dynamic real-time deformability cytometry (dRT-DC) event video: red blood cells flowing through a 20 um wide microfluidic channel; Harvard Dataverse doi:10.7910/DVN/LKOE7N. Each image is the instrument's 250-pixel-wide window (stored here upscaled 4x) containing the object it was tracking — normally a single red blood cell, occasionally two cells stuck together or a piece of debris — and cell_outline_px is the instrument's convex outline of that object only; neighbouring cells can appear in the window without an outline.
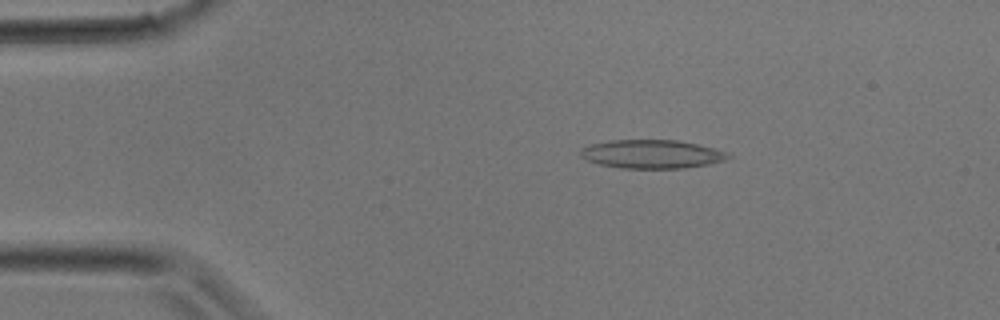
{"species": "common noctule bat (a hibernating species)", "species_latin": "Nyctalus noctula", "temperature_condition": "room temperature", "stored_images_in_passage": 15, "camera_frame_rate_fps": 3000, "um_per_image_px": 0.085, "animal": {"sex": "male", "body_mass_g": 17.9}, "frame": {"image": 1, "passage_image": 2, "time_ms": 0.333, "image_size_px": [1000, 320], "cell_outline_px": [[732, 156], [728, 160], [708, 164], [684, 168], [620, 168], [600, 164], [588, 160], [580, 156], [580, 148], [592, 144], [608, 140], [676, 140], [696, 144], [728, 152]], "centroid_in_image_um": [55.41, 13.1], "position_along_channel_um": 29.6, "area_um2": 24.57}}
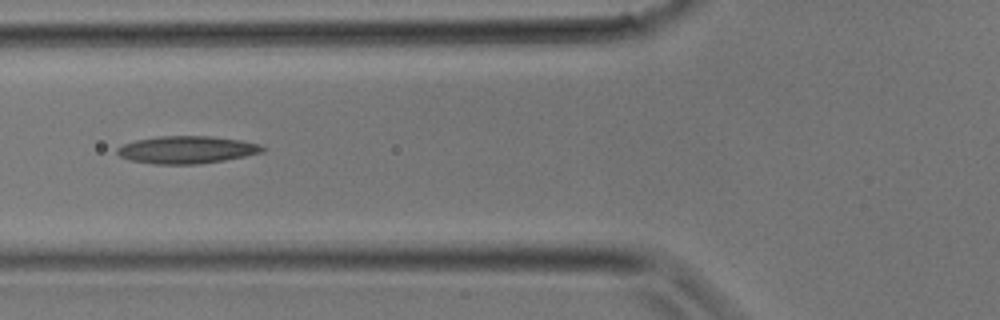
{"frame": {"image": 2, "passage_image": 8, "time_ms": 2.333, "image_size_px": [1000, 320], "cell_outline_px": [[268, 148], [264, 152], [224, 160], [196, 164], [156, 164], [128, 160], [120, 156], [116, 152], [116, 148], [124, 144], [136, 140], [160, 136], [212, 136], [240, 140], [260, 144]], "centroid_in_image_um": [15.89, 12.73], "position_along_channel_um": 109.9, "area_um2": 23.29}}
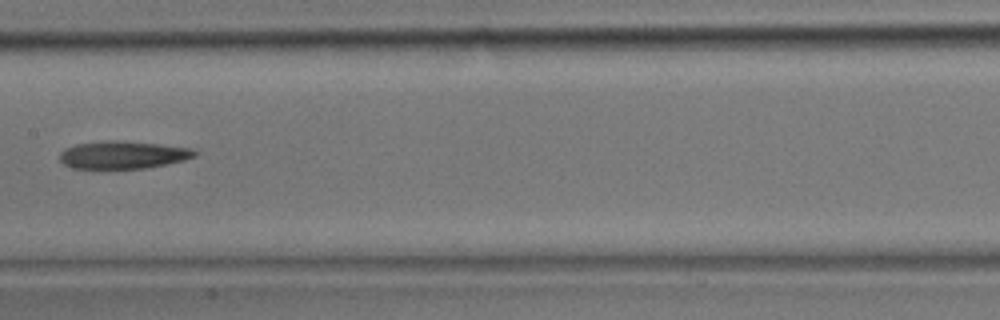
{"frame": {"image": 3, "passage_image": 12, "time_ms": 3.667, "image_size_px": [1000, 320], "cell_outline_px": [[200, 152], [196, 156], [184, 160], [148, 168], [72, 168], [64, 164], [60, 160], [60, 152], [64, 148], [76, 144], [156, 144], [192, 148]], "centroid_in_image_um": [10.51, 13.22], "position_along_channel_um": 196.9, "area_um2": 20.46}}